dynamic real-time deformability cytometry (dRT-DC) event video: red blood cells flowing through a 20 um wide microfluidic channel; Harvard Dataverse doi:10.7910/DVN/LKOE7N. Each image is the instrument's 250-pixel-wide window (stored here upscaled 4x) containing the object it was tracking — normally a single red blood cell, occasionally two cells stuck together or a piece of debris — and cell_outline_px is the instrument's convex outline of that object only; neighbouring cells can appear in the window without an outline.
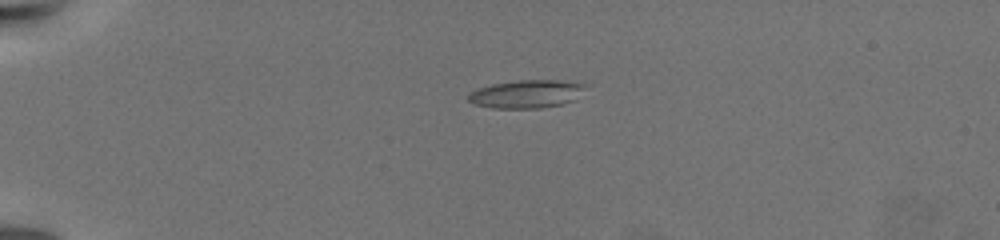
{"species": "common noctule bat (a hibernating species)", "species_latin": "Nyctalus noctula", "temperature_condition": "warm", "stored_images_in_passage": 18, "camera_frame_rate_fps": 3000, "um_per_image_px": 0.085, "animal": {"sex": "female", "body_mass_g": 19.5, "forearm_length_mm": 54.1}, "frame": {"image": 1, "passage_image": 1, "time_ms": 0.0, "image_size_px": [1000, 240], "cell_outline_px": [[588, 84], [576, 100], [560, 104], [540, 108], [492, 108], [476, 104], [468, 100], [468, 96], [472, 92], [480, 88], [492, 84], [520, 80], [556, 80]], "centroid_in_image_um": [44.8, 7.99], "position_along_channel_um": 40.2, "area_um2": 18.96}}
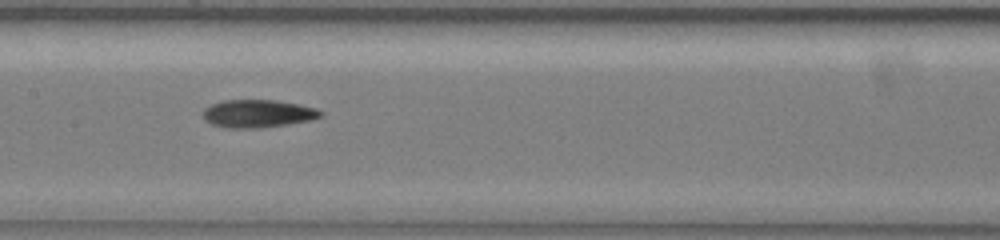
{"frame": {"image": 2, "passage_image": 8, "time_ms": 6.333, "image_size_px": [1000, 240], "cell_outline_px": [[324, 116], [312, 120], [288, 124], [256, 128], [228, 128], [212, 124], [204, 120], [204, 108], [212, 104], [224, 100], [276, 100], [300, 104], [316, 108], [324, 112]], "centroid_in_image_um": [21.96, 9.65], "position_along_channel_um": 185.4, "area_um2": 19.19}}
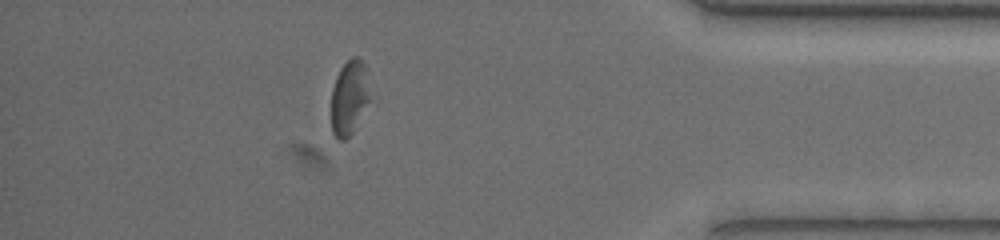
{"frame": {"image": 3, "passage_image": 16, "time_ms": 14.0, "image_size_px": [1000, 240], "cell_outline_px": [[372, 100], [352, 132], [344, 140], [340, 140], [332, 132], [332, 88], [336, 76], [340, 68], [352, 56], [356, 56], [364, 64], [372, 96]], "centroid_in_image_um": [29.72, 8.28], "position_along_channel_um": 405.5, "area_um2": 16.99}, "authors_computed_cell_mechanics": {"area_um2": 19.074, "velocity_mm_per_s": 3.2465, "shape_relaxation_time_tau1_ms": 4.1227, "shape_relaxation_time_tau2_ms": 7.5181, "deformation_change_tau1": 0.1258, "deformation_change_tau2": 0.1798}}